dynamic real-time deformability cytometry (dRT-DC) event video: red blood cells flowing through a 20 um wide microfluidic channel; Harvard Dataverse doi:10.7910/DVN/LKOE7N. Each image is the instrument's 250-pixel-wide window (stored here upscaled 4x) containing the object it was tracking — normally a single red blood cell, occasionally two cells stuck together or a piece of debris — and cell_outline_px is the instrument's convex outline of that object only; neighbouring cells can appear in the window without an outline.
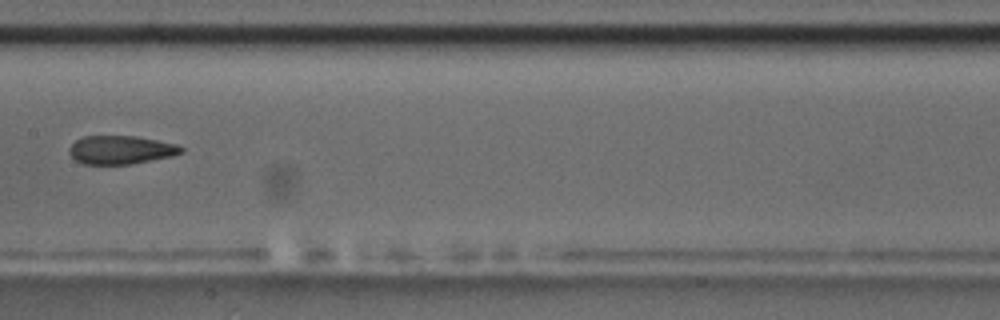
{"species": "common noctule bat (a hibernating species)", "species_latin": "Nyctalus noctula", "temperature_condition": "room temperature", "stored_images_in_passage": 9, "camera_frame_rate_fps": 3000, "um_per_image_px": 0.085, "animal": {"sex": "male", "body_mass_g": 17.5, "forearm_length_mm": 52.3}, "frame": {"image": 1, "passage_image": 8, "time_ms": 8.333, "image_size_px": [1000, 320], "cell_outline_px": [[184, 152], [172, 156], [132, 164], [84, 164], [76, 160], [68, 152], [68, 148], [76, 140], [84, 136], [136, 136], [176, 144], [184, 148]], "centroid_in_image_um": [10.27, 12.74], "position_along_channel_um": 197.1, "area_um2": 18.55}}